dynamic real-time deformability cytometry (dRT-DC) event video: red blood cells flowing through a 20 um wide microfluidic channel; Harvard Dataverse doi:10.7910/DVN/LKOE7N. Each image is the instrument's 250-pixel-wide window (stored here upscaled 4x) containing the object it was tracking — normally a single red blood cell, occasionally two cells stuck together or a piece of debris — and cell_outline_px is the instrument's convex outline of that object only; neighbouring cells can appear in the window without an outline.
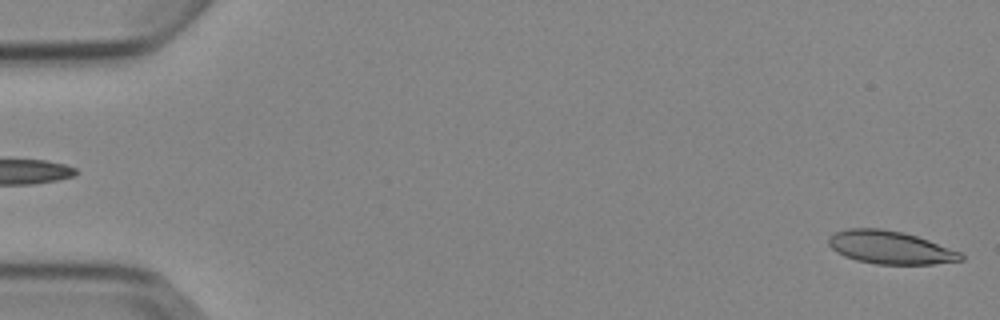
{"species": "Egyptian fruit bat (a non-hibernating species)", "species_latin": "Rousettus aegyptiacus", "temperature_condition": "cold", "stored_images_in_passage": 5, "segment_of_instrument_passage": [2, 2], "camera_frame_rate_fps": 3000, "um_per_image_px": 0.085, "animal": {"sex": "female"}, "frame": {"image": 1, "passage_image": 5, "time_ms": 5.667, "image_size_px": [1000, 320], "cell_outline_px": [[964, 260], [932, 264], [876, 264], [856, 260], [844, 256], [836, 252], [828, 244], [828, 236], [836, 232], [848, 228], [880, 228], [904, 232], [928, 240], [960, 252], [964, 256]], "centroid_in_image_um": [75.64, 21.03], "position_along_channel_um": 9.4, "area_um2": 25.43}}